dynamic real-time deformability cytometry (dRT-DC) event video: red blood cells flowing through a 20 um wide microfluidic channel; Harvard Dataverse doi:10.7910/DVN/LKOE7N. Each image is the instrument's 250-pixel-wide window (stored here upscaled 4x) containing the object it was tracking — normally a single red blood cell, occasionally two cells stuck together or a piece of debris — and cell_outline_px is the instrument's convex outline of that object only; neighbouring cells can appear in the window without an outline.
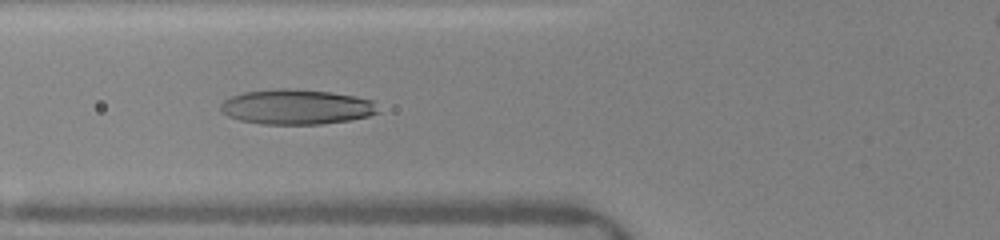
{"species": "human", "species_latin": "Homo sapiens", "temperature_condition": "warm", "stored_images_in_passage": 11, "camera_frame_rate_fps": 3000, "um_per_image_px": 0.085, "donor": {"sex": "female"}, "frame": {"image": 1, "passage_image": 10, "time_ms": 6.333, "image_size_px": [1000, 240], "cell_outline_px": [[380, 112], [368, 116], [348, 120], [320, 124], [260, 124], [240, 120], [228, 116], [220, 108], [220, 104], [224, 100], [232, 96], [244, 92], [276, 88], [288, 88], [332, 92], [356, 96], [372, 100]], "centroid_in_image_um": [25.2, 9.08], "position_along_channel_um": 100.6, "area_um2": 32.14}}